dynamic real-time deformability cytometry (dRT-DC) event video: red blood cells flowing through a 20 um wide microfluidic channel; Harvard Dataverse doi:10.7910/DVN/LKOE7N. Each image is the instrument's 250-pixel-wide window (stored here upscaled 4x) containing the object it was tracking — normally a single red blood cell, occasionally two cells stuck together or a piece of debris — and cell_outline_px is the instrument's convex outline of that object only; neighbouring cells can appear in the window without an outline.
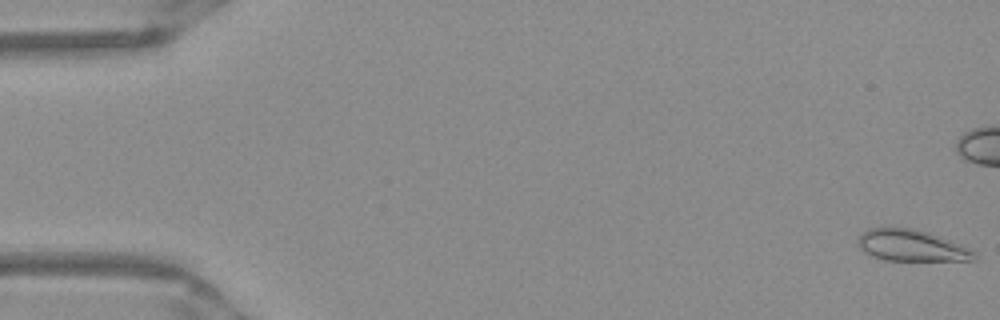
{"species": "Egyptian fruit bat (a non-hibernating species)", "species_latin": "Rousettus aegyptiacus", "temperature_condition": "warm", "stored_images_in_passage": 10, "camera_frame_rate_fps": 3000, "um_per_image_px": 0.085, "frame": {"image": 1, "passage_image": 1, "time_ms": 0.0, "image_size_px": [1000, 320], "cell_outline_px": [[980, 256], [976, 260], [884, 260], [872, 256], [864, 252], [860, 248], [860, 236], [868, 228], [916, 228], [928, 232], [948, 240], [976, 252]], "centroid_in_image_um": [77.5, 20.88], "position_along_channel_um": 7.5, "area_um2": 20.92}}